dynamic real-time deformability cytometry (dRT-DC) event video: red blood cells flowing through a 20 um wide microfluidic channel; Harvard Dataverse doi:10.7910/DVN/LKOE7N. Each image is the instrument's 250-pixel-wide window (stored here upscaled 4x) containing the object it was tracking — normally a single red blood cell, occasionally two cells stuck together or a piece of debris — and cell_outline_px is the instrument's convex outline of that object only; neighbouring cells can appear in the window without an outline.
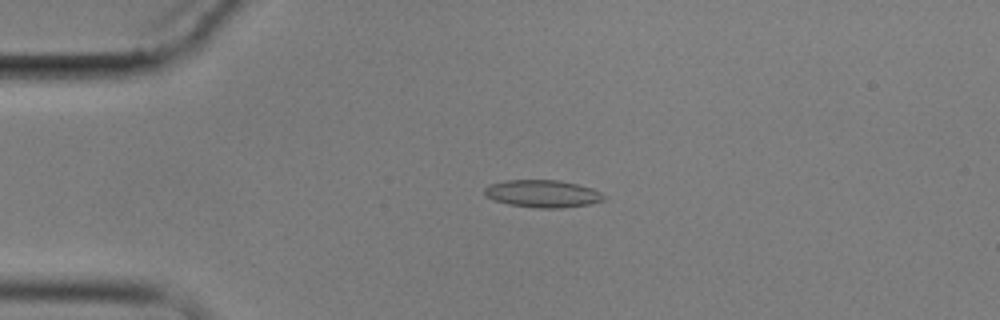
{"species": "common noctule bat (a hibernating species)", "species_latin": "Nyctalus noctula", "temperature_condition": "cold", "stored_images_in_passage": 4, "camera_frame_rate_fps": 3000, "um_per_image_px": 0.085, "animal": {"sex": "male", "body_mass_g": 17.9}, "frame": {"image": 1, "passage_image": 3, "time_ms": 3.333, "image_size_px": [1000, 320], "cell_outline_px": [[604, 200], [588, 204], [560, 208], [540, 208], [508, 204], [492, 200], [484, 196], [484, 188], [488, 184], [504, 180], [560, 180], [592, 188], [600, 192], [604, 196]], "centroid_in_image_um": [46.05, 16.45], "position_along_channel_um": 38.9, "area_um2": 19.13}}